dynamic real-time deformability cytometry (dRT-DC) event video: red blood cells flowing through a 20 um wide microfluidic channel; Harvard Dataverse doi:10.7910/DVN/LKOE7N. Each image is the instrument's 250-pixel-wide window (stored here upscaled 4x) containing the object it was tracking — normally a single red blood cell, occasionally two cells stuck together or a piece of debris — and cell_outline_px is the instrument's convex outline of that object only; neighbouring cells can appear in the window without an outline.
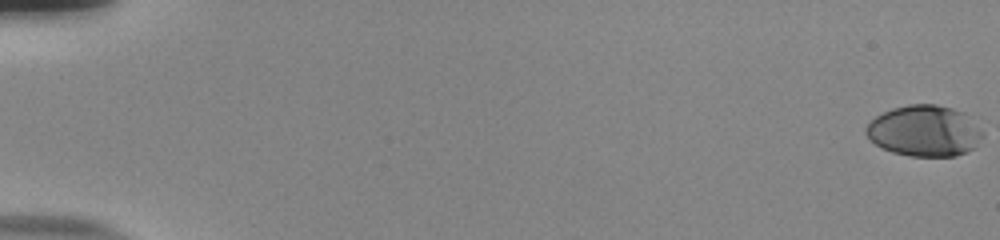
{"species": "human", "species_latin": "Homo sapiens", "temperature_condition": "room temperature", "stored_images_in_passage": 56, "camera_frame_rate_fps": 3000, "um_per_image_px": 0.085, "donor": {"sex": "male"}, "frame": {"image": 1, "passage_image": 1, "time_ms": 0.0, "image_size_px": [1000, 240], "cell_outline_px": [[984, 136], [976, 148], [956, 156], [912, 156], [892, 152], [876, 144], [864, 132], [864, 128], [876, 116], [892, 108], [908, 104], [936, 104], [952, 108], [964, 112], [984, 132]], "centroid_in_image_um": [78.61, 11.12], "position_along_channel_um": 6.4, "area_um2": 34.85}}
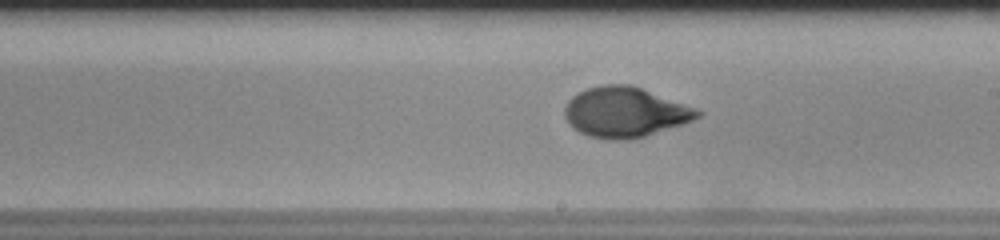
{"frame": {"image": 2, "passage_image": 34, "time_ms": 11.0, "image_size_px": [1000, 240], "cell_outline_px": [[704, 112], [700, 116], [684, 124], [632, 140], [608, 140], [588, 136], [572, 128], [568, 124], [564, 116], [564, 108], [568, 100], [576, 92], [588, 88], [604, 84], [632, 84], [696, 108]], "centroid_in_image_um": [53.11, 9.54], "position_along_channel_um": 235.9, "area_um2": 39.3}}
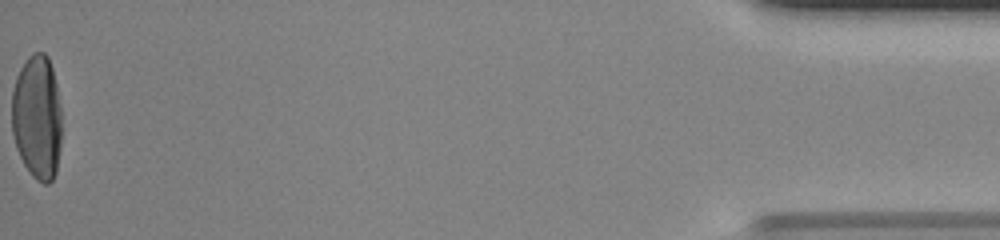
{"frame": {"image": 3, "passage_image": 56, "time_ms": 18.333, "image_size_px": [1000, 240], "cell_outline_px": [[60, 148], [56, 172], [52, 180], [48, 184], [44, 184], [36, 180], [32, 176], [24, 164], [16, 148], [12, 132], [12, 92], [16, 76], [20, 68], [28, 56], [32, 52], [44, 52], [48, 56], [52, 68], [56, 84], [60, 108]], "centroid_in_image_um": [3.14, 9.96], "position_along_channel_um": 432.1, "area_um2": 36.36}, "authors_computed_cell_mechanics": {"area_um2": 37.281, "velocity_mm_per_s": 3.8771, "shape_relaxation_time_tau1_ms": 4.5361, "shape_relaxation_time_tau2_ms": 0.8084, "deformation_change_tau1": 0.2033, "deformation_change_tau2": 0.0423}}